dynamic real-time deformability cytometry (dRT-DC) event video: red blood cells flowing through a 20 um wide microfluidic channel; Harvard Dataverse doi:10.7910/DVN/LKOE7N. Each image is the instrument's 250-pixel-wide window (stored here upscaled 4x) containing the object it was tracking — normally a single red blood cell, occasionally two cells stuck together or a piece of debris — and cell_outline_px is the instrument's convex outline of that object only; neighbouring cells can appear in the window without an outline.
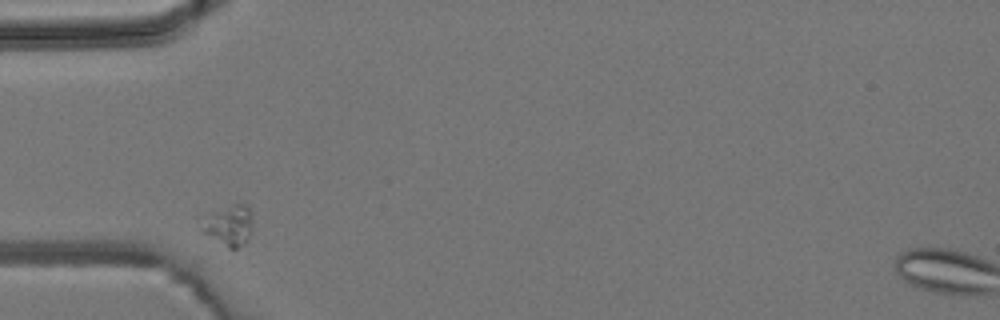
{"species": "common noctule bat (a hibernating species)", "species_latin": "Nyctalus noctula", "temperature_condition": "room temperature", "stored_images_in_passage": 2, "camera_frame_rate_fps": 3000, "um_per_image_px": 0.085, "animal": {"sex": "male", "body_mass_g": 19.2, "forearm_length_mm": 51.8}, "frame": {"image": 1, "passage_image": 1, "time_ms": 0.0, "image_size_px": [1000, 320], "cell_outline_px": [[252, 228], [248, 240], [236, 248], [228, 248], [200, 232], [200, 216], [204, 212], [232, 204], [244, 204], [248, 208], [252, 220]], "centroid_in_image_um": [19.34, 19.12], "position_along_channel_um": 65.7, "area_um2": 12.72}}